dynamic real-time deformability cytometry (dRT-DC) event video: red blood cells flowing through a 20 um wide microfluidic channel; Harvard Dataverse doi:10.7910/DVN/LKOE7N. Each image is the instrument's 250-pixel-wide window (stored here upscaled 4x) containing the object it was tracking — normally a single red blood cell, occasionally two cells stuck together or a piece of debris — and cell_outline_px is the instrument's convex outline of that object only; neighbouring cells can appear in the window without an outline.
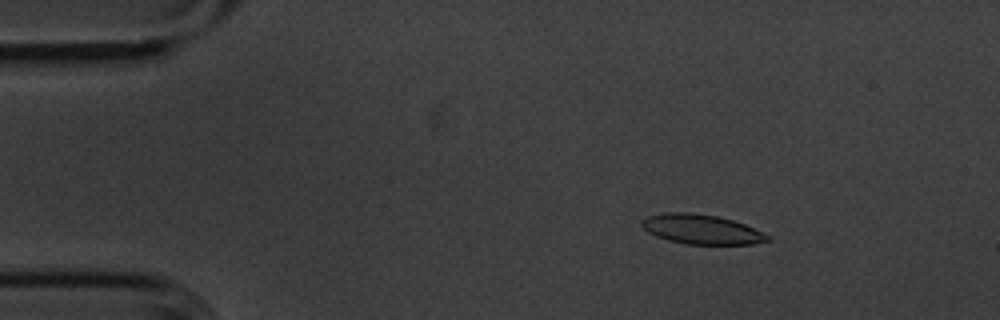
{"species": "common noctule bat (a hibernating species)", "species_latin": "Nyctalus noctula", "temperature_condition": "cold", "stored_images_in_passage": 56, "camera_frame_rate_fps": 3000, "um_per_image_px": 0.085, "animal": {"sex": "male", "body_mass_g": 20.1, "forearm_length_mm": 53.5}, "frame": {"image": 1, "passage_image": 9, "time_ms": 2.667, "image_size_px": [1000, 320], "cell_outline_px": [[772, 240], [752, 244], [684, 244], [668, 240], [656, 236], [648, 232], [640, 224], [640, 220], [648, 216], [668, 212], [692, 212], [720, 216], [744, 224], [772, 236]], "centroid_in_image_um": [59.64, 19.49], "position_along_channel_um": 25.4, "area_um2": 21.91}}
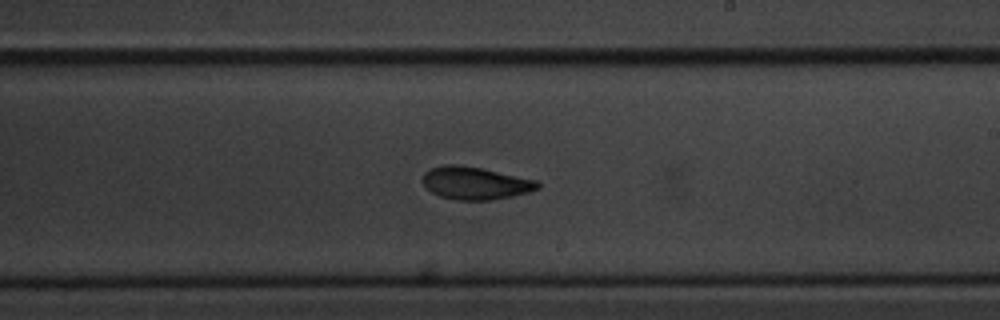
{"frame": {"image": 2, "passage_image": 33, "time_ms": 10.667, "image_size_px": [1000, 320], "cell_outline_px": [[540, 188], [528, 192], [512, 196], [488, 200], [456, 200], [440, 196], [432, 192], [420, 180], [424, 172], [432, 168], [444, 164], [456, 164], [480, 168], [540, 180]], "centroid_in_image_um": [40.41, 15.56], "position_along_channel_um": 248.6, "area_um2": 21.96}}
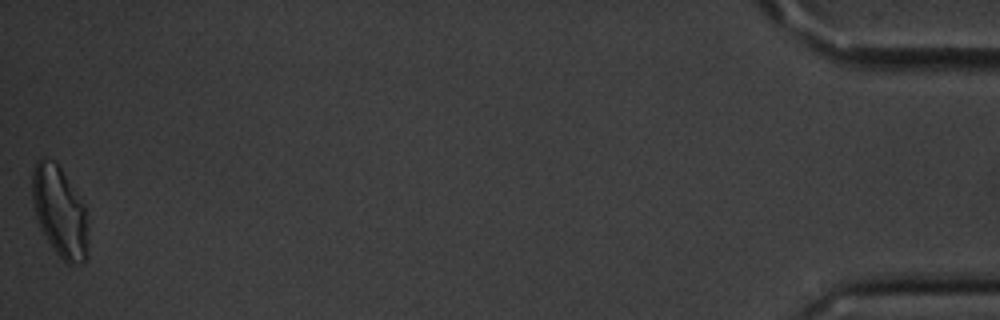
{"frame": {"image": 3, "passage_image": 56, "time_ms": 18.333, "image_size_px": [1000, 320], "cell_outline_px": [[88, 256], [84, 264], [68, 264], [52, 248], [36, 216], [32, 200], [32, 172], [36, 160], [44, 156], [56, 164], [60, 168], [84, 204], [88, 224]], "centroid_in_image_um": [5.1, 18.02], "position_along_channel_um": 430.1, "area_um2": 29.42}, "authors_computed_cell_mechanics": {"area_um2": 22.0507, "velocity_mm_per_s": 3.5907, "shape_relaxation_time_tau1_ms": 4.003, "shape_relaxation_time_tau2_ms": 4.5986, "deformation_change_tau1": 0.1345, "deformation_change_tau2": 0.0866}}